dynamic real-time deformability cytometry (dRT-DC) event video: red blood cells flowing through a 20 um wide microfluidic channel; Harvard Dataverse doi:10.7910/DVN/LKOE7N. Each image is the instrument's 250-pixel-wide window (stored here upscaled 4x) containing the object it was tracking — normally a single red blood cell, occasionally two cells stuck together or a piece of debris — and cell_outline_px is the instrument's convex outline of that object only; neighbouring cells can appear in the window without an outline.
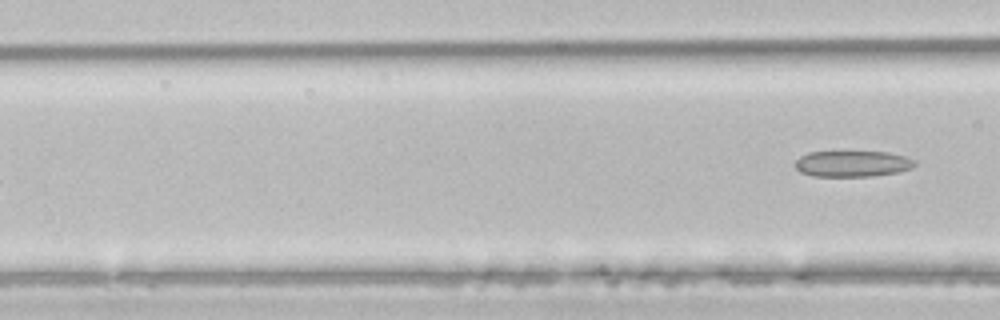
{"species": "common noctule bat (a hibernating species)", "species_latin": "Nyctalus noctula", "temperature_condition": "room temperature", "stored_images_in_passage": 6, "camera_frame_rate_fps": 3000, "um_per_image_px": 0.085, "animal": {"sex": "male", "body_mass_g": 21.5, "forearm_length_mm": 52.0}, "frame": {"image": 1, "passage_image": 6, "time_ms": 1.667, "image_size_px": [1000, 320], "cell_outline_px": [[916, 164], [912, 168], [900, 172], [872, 176], [812, 176], [800, 172], [792, 164], [800, 156], [808, 152], [844, 148], [888, 152], [904, 156], [916, 160]], "centroid_in_image_um": [72.42, 13.85], "position_along_channel_um": 94.2, "area_um2": 19.48}}